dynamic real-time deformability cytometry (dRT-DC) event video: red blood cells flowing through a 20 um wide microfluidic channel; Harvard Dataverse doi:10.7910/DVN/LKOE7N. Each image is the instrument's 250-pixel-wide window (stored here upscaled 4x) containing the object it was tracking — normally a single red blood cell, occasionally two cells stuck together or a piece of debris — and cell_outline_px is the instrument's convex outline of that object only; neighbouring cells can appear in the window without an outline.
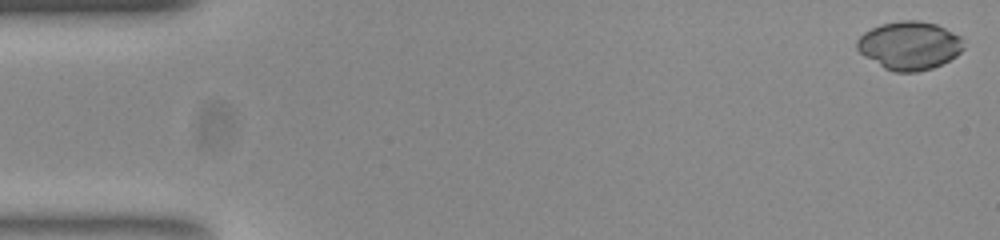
{"species": "common noctule bat (a hibernating species)", "species_latin": "Nyctalus noctula", "temperature_condition": "room temperature", "stored_images_in_passage": 5, "camera_frame_rate_fps": 3000, "um_per_image_px": 0.085, "animal": {"sex": "female", "body_mass_g": 23.0, "forearm_length_mm": 53.4}, "frame": {"image": 1, "passage_image": 1, "time_ms": 0.0, "image_size_px": [1000, 240], "cell_outline_px": [[964, 48], [956, 56], [932, 68], [916, 72], [896, 72], [884, 68], [864, 56], [856, 48], [856, 40], [864, 32], [880, 24], [900, 20], [920, 20], [936, 24], [960, 36]], "centroid_in_image_um": [77.27, 3.86], "position_along_channel_um": 7.7, "area_um2": 29.94}}